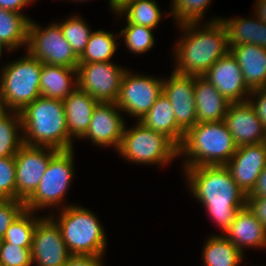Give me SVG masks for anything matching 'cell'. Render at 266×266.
Instances as JSON below:
<instances>
[{
	"label": "cell",
	"instance_id": "obj_1",
	"mask_svg": "<svg viewBox=\"0 0 266 266\" xmlns=\"http://www.w3.org/2000/svg\"><path fill=\"white\" fill-rule=\"evenodd\" d=\"M183 171L193 197L206 208L225 234L236 213L246 207L247 195L232 179L225 165L198 166Z\"/></svg>",
	"mask_w": 266,
	"mask_h": 266
},
{
	"label": "cell",
	"instance_id": "obj_2",
	"mask_svg": "<svg viewBox=\"0 0 266 266\" xmlns=\"http://www.w3.org/2000/svg\"><path fill=\"white\" fill-rule=\"evenodd\" d=\"M220 17L206 22L185 23L183 35L175 44L173 72L180 75L204 76L211 66L229 52L227 31ZM202 26V28L200 27Z\"/></svg>",
	"mask_w": 266,
	"mask_h": 266
},
{
	"label": "cell",
	"instance_id": "obj_3",
	"mask_svg": "<svg viewBox=\"0 0 266 266\" xmlns=\"http://www.w3.org/2000/svg\"><path fill=\"white\" fill-rule=\"evenodd\" d=\"M19 113L24 144L56 150L74 148L67 129L63 100L40 96Z\"/></svg>",
	"mask_w": 266,
	"mask_h": 266
},
{
	"label": "cell",
	"instance_id": "obj_4",
	"mask_svg": "<svg viewBox=\"0 0 266 266\" xmlns=\"http://www.w3.org/2000/svg\"><path fill=\"white\" fill-rule=\"evenodd\" d=\"M236 149L224 120L197 123L185 132L178 147V157L186 159L183 170L198 166H221L229 162Z\"/></svg>",
	"mask_w": 266,
	"mask_h": 266
},
{
	"label": "cell",
	"instance_id": "obj_5",
	"mask_svg": "<svg viewBox=\"0 0 266 266\" xmlns=\"http://www.w3.org/2000/svg\"><path fill=\"white\" fill-rule=\"evenodd\" d=\"M60 211L56 218L53 213L48 215L60 228L69 253L104 256L107 247L106 231L95 213L74 204H68Z\"/></svg>",
	"mask_w": 266,
	"mask_h": 266
},
{
	"label": "cell",
	"instance_id": "obj_6",
	"mask_svg": "<svg viewBox=\"0 0 266 266\" xmlns=\"http://www.w3.org/2000/svg\"><path fill=\"white\" fill-rule=\"evenodd\" d=\"M43 62L26 56L5 64L0 74V95L6 111L20 112L41 96L40 74Z\"/></svg>",
	"mask_w": 266,
	"mask_h": 266
},
{
	"label": "cell",
	"instance_id": "obj_7",
	"mask_svg": "<svg viewBox=\"0 0 266 266\" xmlns=\"http://www.w3.org/2000/svg\"><path fill=\"white\" fill-rule=\"evenodd\" d=\"M125 125L118 153L129 162L162 165L178 158V147L164 134L145 127L141 122Z\"/></svg>",
	"mask_w": 266,
	"mask_h": 266
},
{
	"label": "cell",
	"instance_id": "obj_8",
	"mask_svg": "<svg viewBox=\"0 0 266 266\" xmlns=\"http://www.w3.org/2000/svg\"><path fill=\"white\" fill-rule=\"evenodd\" d=\"M74 149L58 150L50 159L35 192L24 202L33 212L54 207L65 208L63 201L74 177ZM62 203V204H61Z\"/></svg>",
	"mask_w": 266,
	"mask_h": 266
},
{
	"label": "cell",
	"instance_id": "obj_9",
	"mask_svg": "<svg viewBox=\"0 0 266 266\" xmlns=\"http://www.w3.org/2000/svg\"><path fill=\"white\" fill-rule=\"evenodd\" d=\"M25 50L32 57L49 65H61L75 69L79 65V57L64 38L60 25L55 22L43 28L31 19Z\"/></svg>",
	"mask_w": 266,
	"mask_h": 266
},
{
	"label": "cell",
	"instance_id": "obj_10",
	"mask_svg": "<svg viewBox=\"0 0 266 266\" xmlns=\"http://www.w3.org/2000/svg\"><path fill=\"white\" fill-rule=\"evenodd\" d=\"M164 79L141 75L127 70L124 73L116 104L126 114L140 121L163 93Z\"/></svg>",
	"mask_w": 266,
	"mask_h": 266
},
{
	"label": "cell",
	"instance_id": "obj_11",
	"mask_svg": "<svg viewBox=\"0 0 266 266\" xmlns=\"http://www.w3.org/2000/svg\"><path fill=\"white\" fill-rule=\"evenodd\" d=\"M127 71L112 62L79 63L78 88L96 101L116 103L124 73Z\"/></svg>",
	"mask_w": 266,
	"mask_h": 266
},
{
	"label": "cell",
	"instance_id": "obj_12",
	"mask_svg": "<svg viewBox=\"0 0 266 266\" xmlns=\"http://www.w3.org/2000/svg\"><path fill=\"white\" fill-rule=\"evenodd\" d=\"M58 150L24 144L15 157L16 200L25 202L38 187L51 157Z\"/></svg>",
	"mask_w": 266,
	"mask_h": 266
},
{
	"label": "cell",
	"instance_id": "obj_13",
	"mask_svg": "<svg viewBox=\"0 0 266 266\" xmlns=\"http://www.w3.org/2000/svg\"><path fill=\"white\" fill-rule=\"evenodd\" d=\"M57 223L48 215L36 224L32 246V263L36 266H63L70 257Z\"/></svg>",
	"mask_w": 266,
	"mask_h": 266
},
{
	"label": "cell",
	"instance_id": "obj_14",
	"mask_svg": "<svg viewBox=\"0 0 266 266\" xmlns=\"http://www.w3.org/2000/svg\"><path fill=\"white\" fill-rule=\"evenodd\" d=\"M120 112L122 113L116 103L99 102L93 110L88 130L82 139L87 138L98 147L112 146L118 151L127 124Z\"/></svg>",
	"mask_w": 266,
	"mask_h": 266
},
{
	"label": "cell",
	"instance_id": "obj_15",
	"mask_svg": "<svg viewBox=\"0 0 266 266\" xmlns=\"http://www.w3.org/2000/svg\"><path fill=\"white\" fill-rule=\"evenodd\" d=\"M168 78L163 81V93L172 104L177 125L186 132L197 124L195 76L172 71Z\"/></svg>",
	"mask_w": 266,
	"mask_h": 266
},
{
	"label": "cell",
	"instance_id": "obj_16",
	"mask_svg": "<svg viewBox=\"0 0 266 266\" xmlns=\"http://www.w3.org/2000/svg\"><path fill=\"white\" fill-rule=\"evenodd\" d=\"M225 167L242 191L246 195L250 194L257 184L258 177L266 167L265 142L237 147Z\"/></svg>",
	"mask_w": 266,
	"mask_h": 266
},
{
	"label": "cell",
	"instance_id": "obj_17",
	"mask_svg": "<svg viewBox=\"0 0 266 266\" xmlns=\"http://www.w3.org/2000/svg\"><path fill=\"white\" fill-rule=\"evenodd\" d=\"M203 77L230 103L248 101L251 90L244 81L240 65L230 52L219 58Z\"/></svg>",
	"mask_w": 266,
	"mask_h": 266
},
{
	"label": "cell",
	"instance_id": "obj_18",
	"mask_svg": "<svg viewBox=\"0 0 266 266\" xmlns=\"http://www.w3.org/2000/svg\"><path fill=\"white\" fill-rule=\"evenodd\" d=\"M224 122L237 147L265 142L266 128L249 101L230 103Z\"/></svg>",
	"mask_w": 266,
	"mask_h": 266
},
{
	"label": "cell",
	"instance_id": "obj_19",
	"mask_svg": "<svg viewBox=\"0 0 266 266\" xmlns=\"http://www.w3.org/2000/svg\"><path fill=\"white\" fill-rule=\"evenodd\" d=\"M243 254L244 248H266V229L247 207L239 210L229 229L223 234Z\"/></svg>",
	"mask_w": 266,
	"mask_h": 266
},
{
	"label": "cell",
	"instance_id": "obj_20",
	"mask_svg": "<svg viewBox=\"0 0 266 266\" xmlns=\"http://www.w3.org/2000/svg\"><path fill=\"white\" fill-rule=\"evenodd\" d=\"M229 52L236 59L250 90L266 87V48L252 44L231 47Z\"/></svg>",
	"mask_w": 266,
	"mask_h": 266
},
{
	"label": "cell",
	"instance_id": "obj_21",
	"mask_svg": "<svg viewBox=\"0 0 266 266\" xmlns=\"http://www.w3.org/2000/svg\"><path fill=\"white\" fill-rule=\"evenodd\" d=\"M197 123L224 120L230 102L203 76H195Z\"/></svg>",
	"mask_w": 266,
	"mask_h": 266
},
{
	"label": "cell",
	"instance_id": "obj_22",
	"mask_svg": "<svg viewBox=\"0 0 266 266\" xmlns=\"http://www.w3.org/2000/svg\"><path fill=\"white\" fill-rule=\"evenodd\" d=\"M98 103L87 92L78 87L63 100L67 129L72 139H82L86 134L93 110Z\"/></svg>",
	"mask_w": 266,
	"mask_h": 266
},
{
	"label": "cell",
	"instance_id": "obj_23",
	"mask_svg": "<svg viewBox=\"0 0 266 266\" xmlns=\"http://www.w3.org/2000/svg\"><path fill=\"white\" fill-rule=\"evenodd\" d=\"M77 87V69L43 63L40 74L41 96L65 100Z\"/></svg>",
	"mask_w": 266,
	"mask_h": 266
},
{
	"label": "cell",
	"instance_id": "obj_24",
	"mask_svg": "<svg viewBox=\"0 0 266 266\" xmlns=\"http://www.w3.org/2000/svg\"><path fill=\"white\" fill-rule=\"evenodd\" d=\"M139 122L149 129L164 134L177 147L183 141L185 132L177 125L172 104L164 93L157 98L149 112Z\"/></svg>",
	"mask_w": 266,
	"mask_h": 266
},
{
	"label": "cell",
	"instance_id": "obj_25",
	"mask_svg": "<svg viewBox=\"0 0 266 266\" xmlns=\"http://www.w3.org/2000/svg\"><path fill=\"white\" fill-rule=\"evenodd\" d=\"M227 31L228 48L252 44L266 48V23L254 18L220 19Z\"/></svg>",
	"mask_w": 266,
	"mask_h": 266
},
{
	"label": "cell",
	"instance_id": "obj_26",
	"mask_svg": "<svg viewBox=\"0 0 266 266\" xmlns=\"http://www.w3.org/2000/svg\"><path fill=\"white\" fill-rule=\"evenodd\" d=\"M30 18L0 8V47L10 52L27 46Z\"/></svg>",
	"mask_w": 266,
	"mask_h": 266
},
{
	"label": "cell",
	"instance_id": "obj_27",
	"mask_svg": "<svg viewBox=\"0 0 266 266\" xmlns=\"http://www.w3.org/2000/svg\"><path fill=\"white\" fill-rule=\"evenodd\" d=\"M244 256L222 233L212 234L206 240L201 260L204 266H240Z\"/></svg>",
	"mask_w": 266,
	"mask_h": 266
},
{
	"label": "cell",
	"instance_id": "obj_28",
	"mask_svg": "<svg viewBox=\"0 0 266 266\" xmlns=\"http://www.w3.org/2000/svg\"><path fill=\"white\" fill-rule=\"evenodd\" d=\"M155 1L126 0L118 6L114 14L125 16L126 22L155 29L162 19V13Z\"/></svg>",
	"mask_w": 266,
	"mask_h": 266
},
{
	"label": "cell",
	"instance_id": "obj_29",
	"mask_svg": "<svg viewBox=\"0 0 266 266\" xmlns=\"http://www.w3.org/2000/svg\"><path fill=\"white\" fill-rule=\"evenodd\" d=\"M23 145L20 113L18 111H6L0 116V158L14 157Z\"/></svg>",
	"mask_w": 266,
	"mask_h": 266
},
{
	"label": "cell",
	"instance_id": "obj_30",
	"mask_svg": "<svg viewBox=\"0 0 266 266\" xmlns=\"http://www.w3.org/2000/svg\"><path fill=\"white\" fill-rule=\"evenodd\" d=\"M119 34L105 30L92 31L84 51L79 56V63L111 62L117 50L116 38Z\"/></svg>",
	"mask_w": 266,
	"mask_h": 266
},
{
	"label": "cell",
	"instance_id": "obj_31",
	"mask_svg": "<svg viewBox=\"0 0 266 266\" xmlns=\"http://www.w3.org/2000/svg\"><path fill=\"white\" fill-rule=\"evenodd\" d=\"M35 214V215H34ZM36 213L24 210L6 230L3 241L18 247H31L37 221Z\"/></svg>",
	"mask_w": 266,
	"mask_h": 266
},
{
	"label": "cell",
	"instance_id": "obj_32",
	"mask_svg": "<svg viewBox=\"0 0 266 266\" xmlns=\"http://www.w3.org/2000/svg\"><path fill=\"white\" fill-rule=\"evenodd\" d=\"M64 34V38L72 47L74 53L79 57L88 43L92 33L91 28L81 16L74 15L66 20L57 22Z\"/></svg>",
	"mask_w": 266,
	"mask_h": 266
},
{
	"label": "cell",
	"instance_id": "obj_33",
	"mask_svg": "<svg viewBox=\"0 0 266 266\" xmlns=\"http://www.w3.org/2000/svg\"><path fill=\"white\" fill-rule=\"evenodd\" d=\"M171 11L167 12L175 24L201 23L211 0H172Z\"/></svg>",
	"mask_w": 266,
	"mask_h": 266
},
{
	"label": "cell",
	"instance_id": "obj_34",
	"mask_svg": "<svg viewBox=\"0 0 266 266\" xmlns=\"http://www.w3.org/2000/svg\"><path fill=\"white\" fill-rule=\"evenodd\" d=\"M127 25L119 32V36H123L125 45L131 53H146L155 43L153 28L132 24L126 22Z\"/></svg>",
	"mask_w": 266,
	"mask_h": 266
},
{
	"label": "cell",
	"instance_id": "obj_35",
	"mask_svg": "<svg viewBox=\"0 0 266 266\" xmlns=\"http://www.w3.org/2000/svg\"><path fill=\"white\" fill-rule=\"evenodd\" d=\"M0 262L3 266H32L31 247H18L0 240Z\"/></svg>",
	"mask_w": 266,
	"mask_h": 266
},
{
	"label": "cell",
	"instance_id": "obj_36",
	"mask_svg": "<svg viewBox=\"0 0 266 266\" xmlns=\"http://www.w3.org/2000/svg\"><path fill=\"white\" fill-rule=\"evenodd\" d=\"M0 198L16 200L15 157L0 158Z\"/></svg>",
	"mask_w": 266,
	"mask_h": 266
},
{
	"label": "cell",
	"instance_id": "obj_37",
	"mask_svg": "<svg viewBox=\"0 0 266 266\" xmlns=\"http://www.w3.org/2000/svg\"><path fill=\"white\" fill-rule=\"evenodd\" d=\"M25 210V204L21 200H0V240L3 239L6 230L15 219Z\"/></svg>",
	"mask_w": 266,
	"mask_h": 266
},
{
	"label": "cell",
	"instance_id": "obj_38",
	"mask_svg": "<svg viewBox=\"0 0 266 266\" xmlns=\"http://www.w3.org/2000/svg\"><path fill=\"white\" fill-rule=\"evenodd\" d=\"M249 96V103L253 106L254 110L256 111L257 117L266 128V87L251 90Z\"/></svg>",
	"mask_w": 266,
	"mask_h": 266
},
{
	"label": "cell",
	"instance_id": "obj_39",
	"mask_svg": "<svg viewBox=\"0 0 266 266\" xmlns=\"http://www.w3.org/2000/svg\"><path fill=\"white\" fill-rule=\"evenodd\" d=\"M246 207L266 229V197H246Z\"/></svg>",
	"mask_w": 266,
	"mask_h": 266
},
{
	"label": "cell",
	"instance_id": "obj_40",
	"mask_svg": "<svg viewBox=\"0 0 266 266\" xmlns=\"http://www.w3.org/2000/svg\"><path fill=\"white\" fill-rule=\"evenodd\" d=\"M103 256L70 255L63 266H103Z\"/></svg>",
	"mask_w": 266,
	"mask_h": 266
},
{
	"label": "cell",
	"instance_id": "obj_41",
	"mask_svg": "<svg viewBox=\"0 0 266 266\" xmlns=\"http://www.w3.org/2000/svg\"><path fill=\"white\" fill-rule=\"evenodd\" d=\"M35 0H0V8L24 14L23 7L30 5Z\"/></svg>",
	"mask_w": 266,
	"mask_h": 266
},
{
	"label": "cell",
	"instance_id": "obj_42",
	"mask_svg": "<svg viewBox=\"0 0 266 266\" xmlns=\"http://www.w3.org/2000/svg\"><path fill=\"white\" fill-rule=\"evenodd\" d=\"M247 197H266V167L258 177L255 188Z\"/></svg>",
	"mask_w": 266,
	"mask_h": 266
},
{
	"label": "cell",
	"instance_id": "obj_43",
	"mask_svg": "<svg viewBox=\"0 0 266 266\" xmlns=\"http://www.w3.org/2000/svg\"><path fill=\"white\" fill-rule=\"evenodd\" d=\"M254 15L266 23V0H255Z\"/></svg>",
	"mask_w": 266,
	"mask_h": 266
},
{
	"label": "cell",
	"instance_id": "obj_44",
	"mask_svg": "<svg viewBox=\"0 0 266 266\" xmlns=\"http://www.w3.org/2000/svg\"><path fill=\"white\" fill-rule=\"evenodd\" d=\"M73 1H87V0H73ZM110 7H111V10L113 13H115L117 11V8L114 6V0H109V4Z\"/></svg>",
	"mask_w": 266,
	"mask_h": 266
},
{
	"label": "cell",
	"instance_id": "obj_45",
	"mask_svg": "<svg viewBox=\"0 0 266 266\" xmlns=\"http://www.w3.org/2000/svg\"><path fill=\"white\" fill-rule=\"evenodd\" d=\"M6 110L4 108V105H3V102H2V99H1V95H0V116L5 113Z\"/></svg>",
	"mask_w": 266,
	"mask_h": 266
},
{
	"label": "cell",
	"instance_id": "obj_46",
	"mask_svg": "<svg viewBox=\"0 0 266 266\" xmlns=\"http://www.w3.org/2000/svg\"><path fill=\"white\" fill-rule=\"evenodd\" d=\"M124 1H126V0H114V6H115L116 8H118V6H119L120 4H122Z\"/></svg>",
	"mask_w": 266,
	"mask_h": 266
},
{
	"label": "cell",
	"instance_id": "obj_47",
	"mask_svg": "<svg viewBox=\"0 0 266 266\" xmlns=\"http://www.w3.org/2000/svg\"><path fill=\"white\" fill-rule=\"evenodd\" d=\"M2 51L3 49L0 47V58H1V55L3 54Z\"/></svg>",
	"mask_w": 266,
	"mask_h": 266
}]
</instances>
